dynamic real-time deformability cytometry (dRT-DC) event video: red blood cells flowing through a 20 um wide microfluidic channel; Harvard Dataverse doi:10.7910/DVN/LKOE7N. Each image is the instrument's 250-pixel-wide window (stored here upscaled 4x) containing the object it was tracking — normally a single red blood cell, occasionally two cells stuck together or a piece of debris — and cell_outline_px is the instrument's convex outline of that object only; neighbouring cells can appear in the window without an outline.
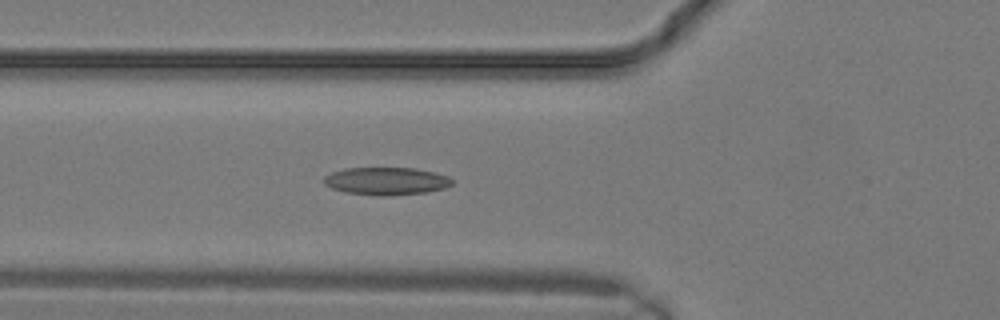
{"species": "common noctule bat (a hibernating species)", "species_latin": "Nyctalus noctula", "temperature_condition": "warm", "stored_images_in_passage": 10, "camera_frame_rate_fps": 3000, "um_per_image_px": 0.085, "animal": {"sex": "male", "body_mass_g": 19.2, "forearm_length_mm": 51.8}, "frame": {"image": 1, "passage_image": 10, "time_ms": 3.0, "image_size_px": [1000, 320], "cell_outline_px": [[452, 184], [444, 188], [428, 192], [348, 192], [332, 188], [324, 184], [324, 176], [332, 172], [344, 168], [412, 168], [432, 172], [448, 176], [452, 180]], "centroid_in_image_um": [32.82, 15.32], "position_along_channel_um": 93.0, "area_um2": 19.25}}